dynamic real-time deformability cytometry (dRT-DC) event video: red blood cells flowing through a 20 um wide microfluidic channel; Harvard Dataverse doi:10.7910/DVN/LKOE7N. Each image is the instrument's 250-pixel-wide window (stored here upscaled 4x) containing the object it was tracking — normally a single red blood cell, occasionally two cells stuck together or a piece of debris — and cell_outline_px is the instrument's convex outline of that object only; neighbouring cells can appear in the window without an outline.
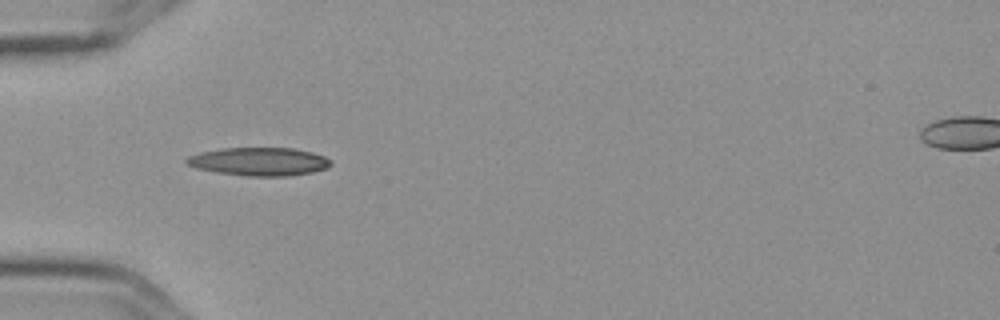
{"species": "Egyptian fruit bat (a non-hibernating species)", "species_latin": "Rousettus aegyptiacus", "temperature_condition": "cold", "stored_images_in_passage": 16, "camera_frame_rate_fps": 3000, "um_per_image_px": 0.085, "frame": {"image": 1, "passage_image": 6, "time_ms": 1.667, "image_size_px": [1000, 320], "cell_outline_px": [[332, 164], [328, 168], [312, 172], [288, 176], [248, 176], [216, 172], [196, 168], [188, 164], [184, 160], [188, 156], [200, 152], [220, 148], [296, 148], [312, 152], [324, 156], [332, 160]], "centroid_in_image_um": [22.05, 13.73], "position_along_channel_um": 63.0, "area_um2": 23.87}}
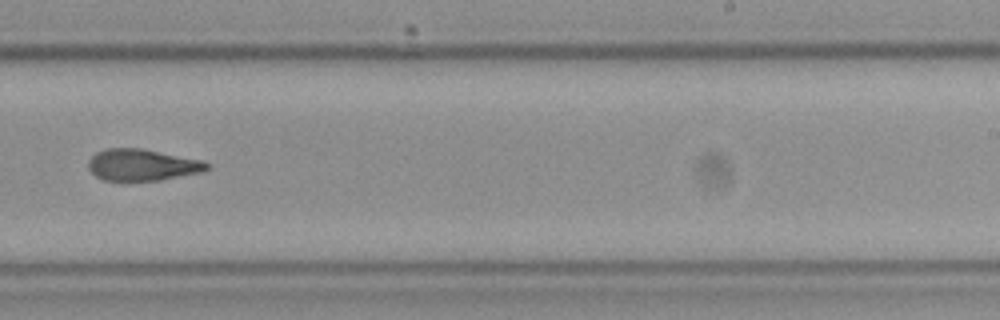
{"frame": {"image": 2, "passage_image": 11, "time_ms": 3.333, "image_size_px": [1000, 320], "cell_outline_px": [[212, 168], [200, 172], [160, 180], [104, 180], [96, 176], [88, 168], [88, 160], [96, 152], [108, 148], [140, 148], [204, 160], [212, 164]], "centroid_in_image_um": [12.13, 14.0], "position_along_channel_um": 276.9, "area_um2": 21.85}}
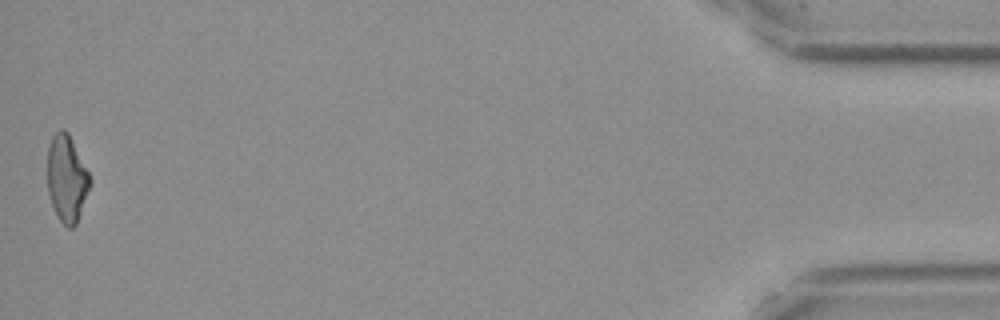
{"frame": {"image": 3, "passage_image": 16, "time_ms": 5.0, "image_size_px": [1000, 320], "cell_outline_px": [[92, 180], [76, 224], [72, 228], [68, 228], [60, 220], [52, 204], [48, 192], [48, 148], [52, 136], [60, 128], [64, 128], [68, 132]], "centroid_in_image_um": [5.67, 15.15], "position_along_channel_um": 429.5, "area_um2": 21.15}}